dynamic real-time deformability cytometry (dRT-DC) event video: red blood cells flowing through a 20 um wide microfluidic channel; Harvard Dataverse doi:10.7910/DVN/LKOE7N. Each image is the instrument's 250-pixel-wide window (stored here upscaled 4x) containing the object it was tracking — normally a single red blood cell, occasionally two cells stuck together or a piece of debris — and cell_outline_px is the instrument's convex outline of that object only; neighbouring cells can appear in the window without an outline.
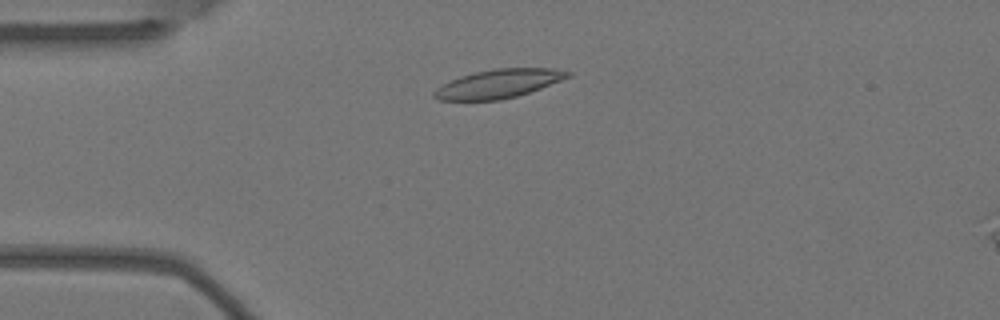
{"species": "Egyptian fruit bat (a non-hibernating species)", "species_latin": "Rousettus aegyptiacus", "temperature_condition": "warm", "stored_images_in_passage": 7, "camera_frame_rate_fps": 3000, "um_per_image_px": 0.085, "animal": {"sex": "female"}, "frame": {"image": 1, "passage_image": 1, "time_ms": 0.0, "image_size_px": [1000, 320], "cell_outline_px": [[572, 76], [540, 88], [516, 96], [500, 100], [440, 100], [432, 96], [432, 92], [436, 88], [460, 76], [476, 72], [496, 68], [552, 68], [572, 72]], "centroid_in_image_um": [42.38, 7.11], "position_along_channel_um": 42.6, "area_um2": 22.14}}
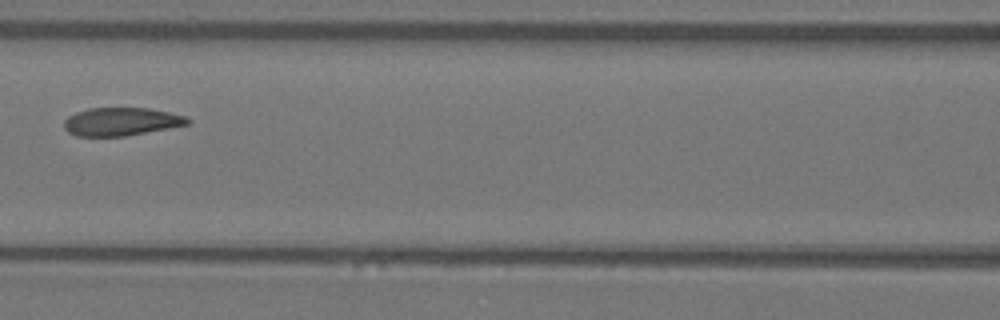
{"frame": {"image": 2, "passage_image": 4, "time_ms": 1.0, "image_size_px": [1000, 320], "cell_outline_px": [[192, 120], [188, 124], [168, 128], [124, 136], [76, 136], [68, 132], [64, 128], [64, 120], [68, 116], [76, 112], [88, 108], [148, 108], [168, 112], [184, 116]], "centroid_in_image_um": [10.26, 10.33], "position_along_channel_um": 156.3, "area_um2": 20.11}}
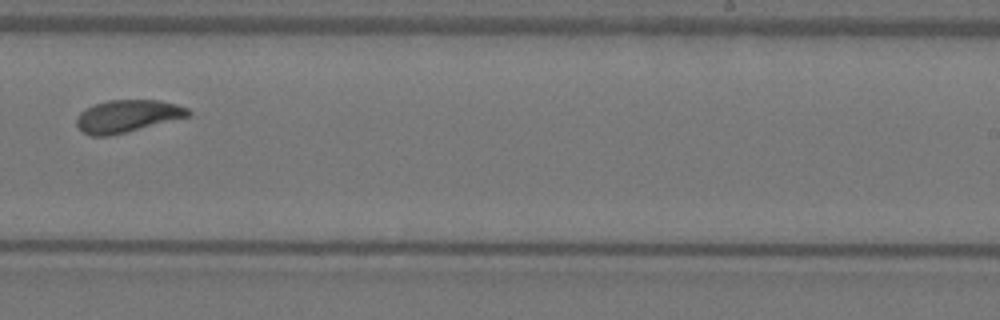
{"frame": {"image": 3, "passage_image": 7, "time_ms": 2.0, "image_size_px": [1000, 320], "cell_outline_px": [[192, 112], [188, 116], [108, 136], [92, 136], [80, 132], [76, 124], [76, 120], [80, 112], [96, 104], [108, 100], [160, 100], [176, 104], [188, 108]], "centroid_in_image_um": [10.79, 9.86], "position_along_channel_um": 278.2, "area_um2": 20.75}}